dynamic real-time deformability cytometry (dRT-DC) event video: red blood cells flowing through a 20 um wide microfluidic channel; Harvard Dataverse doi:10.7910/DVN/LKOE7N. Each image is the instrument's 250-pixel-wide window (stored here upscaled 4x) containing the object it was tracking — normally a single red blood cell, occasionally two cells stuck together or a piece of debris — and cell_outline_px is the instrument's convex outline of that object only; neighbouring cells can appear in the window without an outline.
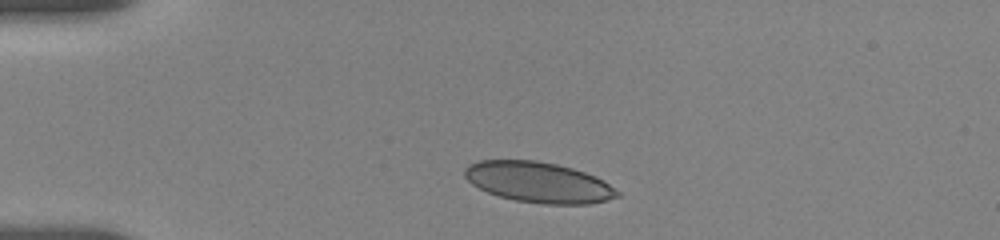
{"species": "human", "species_latin": "Homo sapiens", "temperature_condition": "room temperature", "stored_images_in_passage": 22, "camera_frame_rate_fps": 3000, "um_per_image_px": 0.085, "donor": {"sex": "female"}, "frame": {"image": 1, "passage_image": 1, "time_ms": 0.0, "image_size_px": [1000, 240], "cell_outline_px": [[620, 196], [588, 204], [544, 204], [516, 200], [500, 196], [488, 192], [472, 184], [464, 176], [464, 168], [468, 164], [476, 160], [536, 160], [556, 164], [572, 168], [596, 176], [604, 180], [620, 192]], "centroid_in_image_um": [45.76, 15.48], "position_along_channel_um": 39.2, "area_um2": 36.07}}
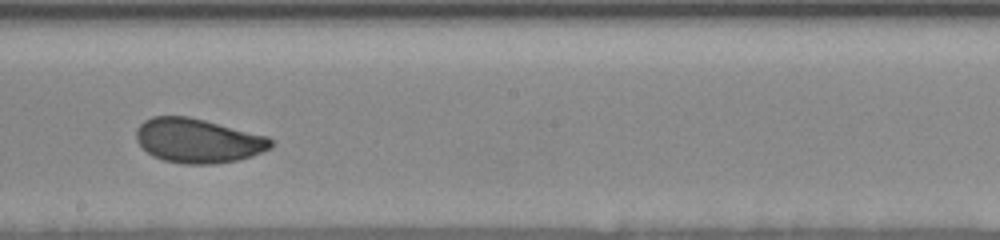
{"frame": {"image": 2, "passage_image": 12, "time_ms": 6.333, "image_size_px": [1000, 240], "cell_outline_px": [[276, 140], [272, 148], [252, 156], [236, 160], [212, 164], [184, 164], [164, 160], [152, 156], [136, 140], [136, 128], [144, 120], [152, 116], [188, 116], [268, 136]], "centroid_in_image_um": [16.85, 11.95], "position_along_channel_um": 231.3, "area_um2": 34.91}}
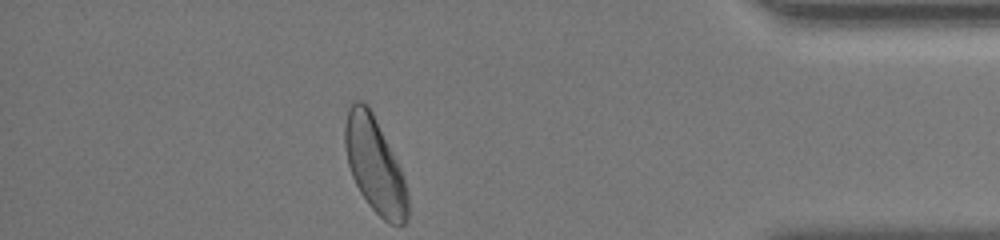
{"frame": {"image": 3, "passage_image": 22, "time_ms": 12.0, "image_size_px": [1000, 240], "cell_outline_px": [[408, 220], [404, 224], [388, 224], [368, 204], [360, 192], [352, 176], [348, 164], [344, 144], [344, 124], [348, 108], [356, 100], [360, 100], [368, 104], [400, 168], [404, 180], [408, 196]], "centroid_in_image_um": [31.84, 14.04], "position_along_channel_um": 403.4, "area_um2": 34.62}, "authors_computed_cell_mechanics": {"area_um2": 34.7667, "velocity_mm_per_s": 3.64, "shape_relaxation_time_tau1_ms": 3.7912, "shape_relaxation_time_tau2_ms": null, "deformation_change_tau1": 0.103, "deformation_change_tau2": null}}